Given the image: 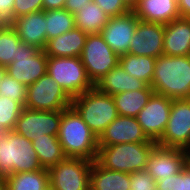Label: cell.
Returning <instances> with one entry per match:
<instances>
[{
    "mask_svg": "<svg viewBox=\"0 0 190 190\" xmlns=\"http://www.w3.org/2000/svg\"><path fill=\"white\" fill-rule=\"evenodd\" d=\"M156 146V142H140L98 147L96 161L108 170L131 174L145 170L148 157Z\"/></svg>",
    "mask_w": 190,
    "mask_h": 190,
    "instance_id": "cell-4",
    "label": "cell"
},
{
    "mask_svg": "<svg viewBox=\"0 0 190 190\" xmlns=\"http://www.w3.org/2000/svg\"><path fill=\"white\" fill-rule=\"evenodd\" d=\"M0 190H6L5 177L0 176Z\"/></svg>",
    "mask_w": 190,
    "mask_h": 190,
    "instance_id": "cell-41",
    "label": "cell"
},
{
    "mask_svg": "<svg viewBox=\"0 0 190 190\" xmlns=\"http://www.w3.org/2000/svg\"><path fill=\"white\" fill-rule=\"evenodd\" d=\"M57 137L66 157L97 159L98 137L72 105L62 111Z\"/></svg>",
    "mask_w": 190,
    "mask_h": 190,
    "instance_id": "cell-2",
    "label": "cell"
},
{
    "mask_svg": "<svg viewBox=\"0 0 190 190\" xmlns=\"http://www.w3.org/2000/svg\"><path fill=\"white\" fill-rule=\"evenodd\" d=\"M147 86L142 80L128 75L119 64L94 84L98 91L111 96L127 91L145 89Z\"/></svg>",
    "mask_w": 190,
    "mask_h": 190,
    "instance_id": "cell-22",
    "label": "cell"
},
{
    "mask_svg": "<svg viewBox=\"0 0 190 190\" xmlns=\"http://www.w3.org/2000/svg\"><path fill=\"white\" fill-rule=\"evenodd\" d=\"M32 144L44 169L48 170L66 158L57 135H44L33 140Z\"/></svg>",
    "mask_w": 190,
    "mask_h": 190,
    "instance_id": "cell-27",
    "label": "cell"
},
{
    "mask_svg": "<svg viewBox=\"0 0 190 190\" xmlns=\"http://www.w3.org/2000/svg\"><path fill=\"white\" fill-rule=\"evenodd\" d=\"M140 142L154 141L146 137L136 117L121 115H118L98 137V147Z\"/></svg>",
    "mask_w": 190,
    "mask_h": 190,
    "instance_id": "cell-16",
    "label": "cell"
},
{
    "mask_svg": "<svg viewBox=\"0 0 190 190\" xmlns=\"http://www.w3.org/2000/svg\"><path fill=\"white\" fill-rule=\"evenodd\" d=\"M24 105L0 94V128L13 131Z\"/></svg>",
    "mask_w": 190,
    "mask_h": 190,
    "instance_id": "cell-31",
    "label": "cell"
},
{
    "mask_svg": "<svg viewBox=\"0 0 190 190\" xmlns=\"http://www.w3.org/2000/svg\"><path fill=\"white\" fill-rule=\"evenodd\" d=\"M190 162V152L156 146L148 157L145 170L157 182L181 172Z\"/></svg>",
    "mask_w": 190,
    "mask_h": 190,
    "instance_id": "cell-14",
    "label": "cell"
},
{
    "mask_svg": "<svg viewBox=\"0 0 190 190\" xmlns=\"http://www.w3.org/2000/svg\"><path fill=\"white\" fill-rule=\"evenodd\" d=\"M43 10V0H14L13 20L21 15H26Z\"/></svg>",
    "mask_w": 190,
    "mask_h": 190,
    "instance_id": "cell-36",
    "label": "cell"
},
{
    "mask_svg": "<svg viewBox=\"0 0 190 190\" xmlns=\"http://www.w3.org/2000/svg\"><path fill=\"white\" fill-rule=\"evenodd\" d=\"M108 16L124 15L132 10L126 0H93Z\"/></svg>",
    "mask_w": 190,
    "mask_h": 190,
    "instance_id": "cell-34",
    "label": "cell"
},
{
    "mask_svg": "<svg viewBox=\"0 0 190 190\" xmlns=\"http://www.w3.org/2000/svg\"><path fill=\"white\" fill-rule=\"evenodd\" d=\"M139 21L131 10L124 15L110 17L100 34L111 49L121 56L129 52L130 42Z\"/></svg>",
    "mask_w": 190,
    "mask_h": 190,
    "instance_id": "cell-15",
    "label": "cell"
},
{
    "mask_svg": "<svg viewBox=\"0 0 190 190\" xmlns=\"http://www.w3.org/2000/svg\"><path fill=\"white\" fill-rule=\"evenodd\" d=\"M180 17L190 18V0H177Z\"/></svg>",
    "mask_w": 190,
    "mask_h": 190,
    "instance_id": "cell-40",
    "label": "cell"
},
{
    "mask_svg": "<svg viewBox=\"0 0 190 190\" xmlns=\"http://www.w3.org/2000/svg\"><path fill=\"white\" fill-rule=\"evenodd\" d=\"M93 0H65L64 9L73 15L80 11L82 7L88 5Z\"/></svg>",
    "mask_w": 190,
    "mask_h": 190,
    "instance_id": "cell-38",
    "label": "cell"
},
{
    "mask_svg": "<svg viewBox=\"0 0 190 190\" xmlns=\"http://www.w3.org/2000/svg\"><path fill=\"white\" fill-rule=\"evenodd\" d=\"M131 174L112 171L92 161L90 190H130Z\"/></svg>",
    "mask_w": 190,
    "mask_h": 190,
    "instance_id": "cell-23",
    "label": "cell"
},
{
    "mask_svg": "<svg viewBox=\"0 0 190 190\" xmlns=\"http://www.w3.org/2000/svg\"><path fill=\"white\" fill-rule=\"evenodd\" d=\"M80 58L93 85L119 64V56L100 33L87 35Z\"/></svg>",
    "mask_w": 190,
    "mask_h": 190,
    "instance_id": "cell-8",
    "label": "cell"
},
{
    "mask_svg": "<svg viewBox=\"0 0 190 190\" xmlns=\"http://www.w3.org/2000/svg\"><path fill=\"white\" fill-rule=\"evenodd\" d=\"M132 11L140 21L164 25L180 17L177 0H138Z\"/></svg>",
    "mask_w": 190,
    "mask_h": 190,
    "instance_id": "cell-20",
    "label": "cell"
},
{
    "mask_svg": "<svg viewBox=\"0 0 190 190\" xmlns=\"http://www.w3.org/2000/svg\"><path fill=\"white\" fill-rule=\"evenodd\" d=\"M5 74H6V67L0 65V82L3 79Z\"/></svg>",
    "mask_w": 190,
    "mask_h": 190,
    "instance_id": "cell-42",
    "label": "cell"
},
{
    "mask_svg": "<svg viewBox=\"0 0 190 190\" xmlns=\"http://www.w3.org/2000/svg\"><path fill=\"white\" fill-rule=\"evenodd\" d=\"M45 190H54V189L50 185H48Z\"/></svg>",
    "mask_w": 190,
    "mask_h": 190,
    "instance_id": "cell-45",
    "label": "cell"
},
{
    "mask_svg": "<svg viewBox=\"0 0 190 190\" xmlns=\"http://www.w3.org/2000/svg\"><path fill=\"white\" fill-rule=\"evenodd\" d=\"M87 34L77 27L47 40L44 52L54 57H80L85 45Z\"/></svg>",
    "mask_w": 190,
    "mask_h": 190,
    "instance_id": "cell-21",
    "label": "cell"
},
{
    "mask_svg": "<svg viewBox=\"0 0 190 190\" xmlns=\"http://www.w3.org/2000/svg\"><path fill=\"white\" fill-rule=\"evenodd\" d=\"M156 143L190 152V98L172 100L168 123Z\"/></svg>",
    "mask_w": 190,
    "mask_h": 190,
    "instance_id": "cell-10",
    "label": "cell"
},
{
    "mask_svg": "<svg viewBox=\"0 0 190 190\" xmlns=\"http://www.w3.org/2000/svg\"><path fill=\"white\" fill-rule=\"evenodd\" d=\"M43 169L32 141L14 131L0 138V176Z\"/></svg>",
    "mask_w": 190,
    "mask_h": 190,
    "instance_id": "cell-3",
    "label": "cell"
},
{
    "mask_svg": "<svg viewBox=\"0 0 190 190\" xmlns=\"http://www.w3.org/2000/svg\"><path fill=\"white\" fill-rule=\"evenodd\" d=\"M46 71L47 55L44 50L24 42L18 45L15 61L6 67V73L26 86L36 82Z\"/></svg>",
    "mask_w": 190,
    "mask_h": 190,
    "instance_id": "cell-11",
    "label": "cell"
},
{
    "mask_svg": "<svg viewBox=\"0 0 190 190\" xmlns=\"http://www.w3.org/2000/svg\"><path fill=\"white\" fill-rule=\"evenodd\" d=\"M72 105V98L47 73L27 86L24 107L42 111H64Z\"/></svg>",
    "mask_w": 190,
    "mask_h": 190,
    "instance_id": "cell-7",
    "label": "cell"
},
{
    "mask_svg": "<svg viewBox=\"0 0 190 190\" xmlns=\"http://www.w3.org/2000/svg\"><path fill=\"white\" fill-rule=\"evenodd\" d=\"M71 97L80 95L94 87L87 76L80 57L47 56V71Z\"/></svg>",
    "mask_w": 190,
    "mask_h": 190,
    "instance_id": "cell-6",
    "label": "cell"
},
{
    "mask_svg": "<svg viewBox=\"0 0 190 190\" xmlns=\"http://www.w3.org/2000/svg\"><path fill=\"white\" fill-rule=\"evenodd\" d=\"M92 161L66 157L48 169L49 185L54 190H90Z\"/></svg>",
    "mask_w": 190,
    "mask_h": 190,
    "instance_id": "cell-9",
    "label": "cell"
},
{
    "mask_svg": "<svg viewBox=\"0 0 190 190\" xmlns=\"http://www.w3.org/2000/svg\"><path fill=\"white\" fill-rule=\"evenodd\" d=\"M10 24L22 42L44 50L47 44L45 10L21 15Z\"/></svg>",
    "mask_w": 190,
    "mask_h": 190,
    "instance_id": "cell-18",
    "label": "cell"
},
{
    "mask_svg": "<svg viewBox=\"0 0 190 190\" xmlns=\"http://www.w3.org/2000/svg\"><path fill=\"white\" fill-rule=\"evenodd\" d=\"M130 190H157L156 181L146 170L133 172Z\"/></svg>",
    "mask_w": 190,
    "mask_h": 190,
    "instance_id": "cell-35",
    "label": "cell"
},
{
    "mask_svg": "<svg viewBox=\"0 0 190 190\" xmlns=\"http://www.w3.org/2000/svg\"><path fill=\"white\" fill-rule=\"evenodd\" d=\"M47 40L62 35L75 27L74 15L66 9L45 11Z\"/></svg>",
    "mask_w": 190,
    "mask_h": 190,
    "instance_id": "cell-29",
    "label": "cell"
},
{
    "mask_svg": "<svg viewBox=\"0 0 190 190\" xmlns=\"http://www.w3.org/2000/svg\"><path fill=\"white\" fill-rule=\"evenodd\" d=\"M163 54L190 56V18L179 17L164 25Z\"/></svg>",
    "mask_w": 190,
    "mask_h": 190,
    "instance_id": "cell-19",
    "label": "cell"
},
{
    "mask_svg": "<svg viewBox=\"0 0 190 190\" xmlns=\"http://www.w3.org/2000/svg\"><path fill=\"white\" fill-rule=\"evenodd\" d=\"M151 87L155 94L172 100L190 98V56L156 58Z\"/></svg>",
    "mask_w": 190,
    "mask_h": 190,
    "instance_id": "cell-1",
    "label": "cell"
},
{
    "mask_svg": "<svg viewBox=\"0 0 190 190\" xmlns=\"http://www.w3.org/2000/svg\"><path fill=\"white\" fill-rule=\"evenodd\" d=\"M14 0H0V23L13 21Z\"/></svg>",
    "mask_w": 190,
    "mask_h": 190,
    "instance_id": "cell-37",
    "label": "cell"
},
{
    "mask_svg": "<svg viewBox=\"0 0 190 190\" xmlns=\"http://www.w3.org/2000/svg\"><path fill=\"white\" fill-rule=\"evenodd\" d=\"M62 118V111H42L23 108L13 129L30 141L44 135H57Z\"/></svg>",
    "mask_w": 190,
    "mask_h": 190,
    "instance_id": "cell-12",
    "label": "cell"
},
{
    "mask_svg": "<svg viewBox=\"0 0 190 190\" xmlns=\"http://www.w3.org/2000/svg\"><path fill=\"white\" fill-rule=\"evenodd\" d=\"M65 0H43V10L64 9Z\"/></svg>",
    "mask_w": 190,
    "mask_h": 190,
    "instance_id": "cell-39",
    "label": "cell"
},
{
    "mask_svg": "<svg viewBox=\"0 0 190 190\" xmlns=\"http://www.w3.org/2000/svg\"><path fill=\"white\" fill-rule=\"evenodd\" d=\"M154 93L151 86L113 95L118 115L136 117Z\"/></svg>",
    "mask_w": 190,
    "mask_h": 190,
    "instance_id": "cell-24",
    "label": "cell"
},
{
    "mask_svg": "<svg viewBox=\"0 0 190 190\" xmlns=\"http://www.w3.org/2000/svg\"><path fill=\"white\" fill-rule=\"evenodd\" d=\"M22 41L10 23H0V65L7 67L18 54V45Z\"/></svg>",
    "mask_w": 190,
    "mask_h": 190,
    "instance_id": "cell-30",
    "label": "cell"
},
{
    "mask_svg": "<svg viewBox=\"0 0 190 190\" xmlns=\"http://www.w3.org/2000/svg\"><path fill=\"white\" fill-rule=\"evenodd\" d=\"M109 19L110 16L93 1L74 14L75 27L87 35L100 33Z\"/></svg>",
    "mask_w": 190,
    "mask_h": 190,
    "instance_id": "cell-25",
    "label": "cell"
},
{
    "mask_svg": "<svg viewBox=\"0 0 190 190\" xmlns=\"http://www.w3.org/2000/svg\"><path fill=\"white\" fill-rule=\"evenodd\" d=\"M156 186L157 190H190V162L181 172L157 181Z\"/></svg>",
    "mask_w": 190,
    "mask_h": 190,
    "instance_id": "cell-33",
    "label": "cell"
},
{
    "mask_svg": "<svg viewBox=\"0 0 190 190\" xmlns=\"http://www.w3.org/2000/svg\"><path fill=\"white\" fill-rule=\"evenodd\" d=\"M172 99L153 93L147 104L136 116L146 137L157 142L168 123Z\"/></svg>",
    "mask_w": 190,
    "mask_h": 190,
    "instance_id": "cell-13",
    "label": "cell"
},
{
    "mask_svg": "<svg viewBox=\"0 0 190 190\" xmlns=\"http://www.w3.org/2000/svg\"><path fill=\"white\" fill-rule=\"evenodd\" d=\"M6 190H45L49 185L47 169L20 172L5 177Z\"/></svg>",
    "mask_w": 190,
    "mask_h": 190,
    "instance_id": "cell-28",
    "label": "cell"
},
{
    "mask_svg": "<svg viewBox=\"0 0 190 190\" xmlns=\"http://www.w3.org/2000/svg\"><path fill=\"white\" fill-rule=\"evenodd\" d=\"M138 0H126V2L132 7Z\"/></svg>",
    "mask_w": 190,
    "mask_h": 190,
    "instance_id": "cell-43",
    "label": "cell"
},
{
    "mask_svg": "<svg viewBox=\"0 0 190 190\" xmlns=\"http://www.w3.org/2000/svg\"><path fill=\"white\" fill-rule=\"evenodd\" d=\"M156 58L143 55L124 54L119 56V65L125 72L139 80L145 82L148 86L154 75Z\"/></svg>",
    "mask_w": 190,
    "mask_h": 190,
    "instance_id": "cell-26",
    "label": "cell"
},
{
    "mask_svg": "<svg viewBox=\"0 0 190 190\" xmlns=\"http://www.w3.org/2000/svg\"><path fill=\"white\" fill-rule=\"evenodd\" d=\"M27 86L20 83L8 73H6L0 82V94L16 102L25 105Z\"/></svg>",
    "mask_w": 190,
    "mask_h": 190,
    "instance_id": "cell-32",
    "label": "cell"
},
{
    "mask_svg": "<svg viewBox=\"0 0 190 190\" xmlns=\"http://www.w3.org/2000/svg\"><path fill=\"white\" fill-rule=\"evenodd\" d=\"M163 38L164 24L139 21L128 53L158 58L163 54Z\"/></svg>",
    "mask_w": 190,
    "mask_h": 190,
    "instance_id": "cell-17",
    "label": "cell"
},
{
    "mask_svg": "<svg viewBox=\"0 0 190 190\" xmlns=\"http://www.w3.org/2000/svg\"><path fill=\"white\" fill-rule=\"evenodd\" d=\"M4 132L5 131L2 128H0V138L3 136Z\"/></svg>",
    "mask_w": 190,
    "mask_h": 190,
    "instance_id": "cell-44",
    "label": "cell"
},
{
    "mask_svg": "<svg viewBox=\"0 0 190 190\" xmlns=\"http://www.w3.org/2000/svg\"><path fill=\"white\" fill-rule=\"evenodd\" d=\"M72 106L97 137L118 117L113 97L95 87L72 98Z\"/></svg>",
    "mask_w": 190,
    "mask_h": 190,
    "instance_id": "cell-5",
    "label": "cell"
}]
</instances>
